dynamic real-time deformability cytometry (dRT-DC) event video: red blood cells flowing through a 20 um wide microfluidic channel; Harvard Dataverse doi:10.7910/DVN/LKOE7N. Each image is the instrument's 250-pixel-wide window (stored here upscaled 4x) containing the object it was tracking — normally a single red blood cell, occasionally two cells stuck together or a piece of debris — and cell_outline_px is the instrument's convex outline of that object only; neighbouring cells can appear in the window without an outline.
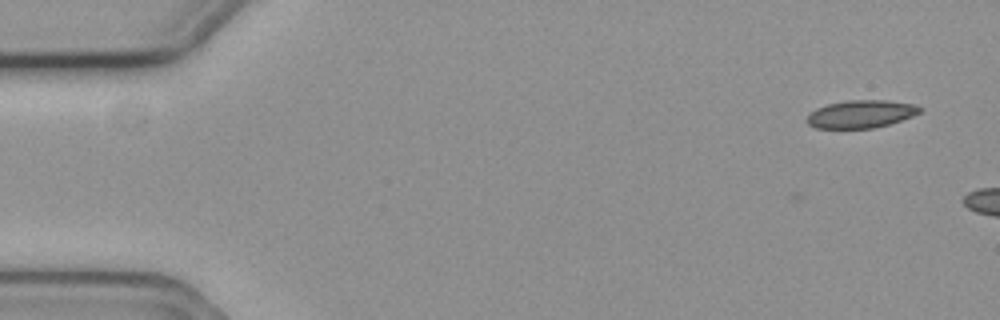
{"species": "common noctule bat (a hibernating species)", "species_latin": "Nyctalus noctula", "temperature_condition": "cold", "stored_images_in_passage": 2, "camera_frame_rate_fps": 3000, "um_per_image_px": 0.085, "animal": {"sex": "female", "body_mass_g": 19.3, "forearm_length_mm": 54.1}, "frame": {"image": 1, "passage_image": 1, "time_ms": 0.0, "image_size_px": [1000, 320], "cell_outline_px": [[924, 108], [920, 112], [912, 116], [888, 124], [872, 128], [816, 128], [808, 124], [804, 120], [808, 112], [816, 108], [828, 104], [848, 100], [888, 100], [916, 104]], "centroid_in_image_um": [73.15, 9.68], "position_along_channel_um": 11.8, "area_um2": 18.44}}